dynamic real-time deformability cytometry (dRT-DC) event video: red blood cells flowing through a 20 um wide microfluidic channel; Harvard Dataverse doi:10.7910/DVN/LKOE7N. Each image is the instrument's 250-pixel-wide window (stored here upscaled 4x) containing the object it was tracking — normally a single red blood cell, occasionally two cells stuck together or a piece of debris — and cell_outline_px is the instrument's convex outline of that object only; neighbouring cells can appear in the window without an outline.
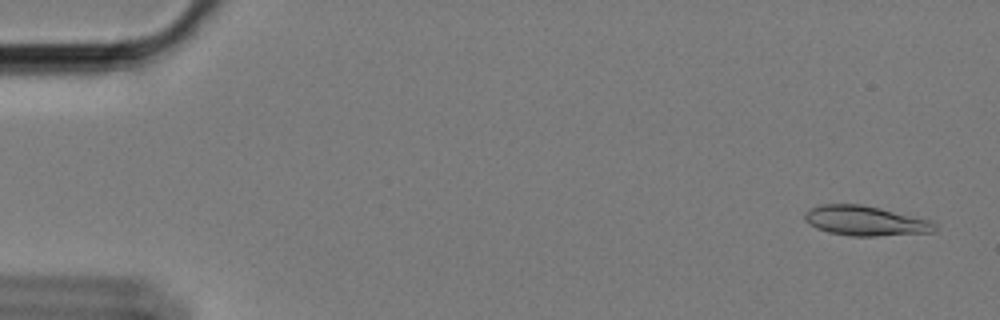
{"species": "Egyptian fruit bat (a non-hibernating species)", "species_latin": "Rousettus aegyptiacus", "temperature_condition": "cold", "stored_images_in_passage": 59, "camera_frame_rate_fps": 3000, "um_per_image_px": 0.085, "animal": {"sex": "female"}, "frame": {"image": 1, "passage_image": 3, "time_ms": 0.667, "image_size_px": [1000, 320], "cell_outline_px": [[936, 228], [932, 232], [876, 236], [852, 236], [828, 232], [816, 228], [808, 224], [804, 220], [804, 212], [808, 208], [820, 204], [860, 204], [880, 208], [932, 220], [936, 224]], "centroid_in_image_um": [73.51, 18.76], "position_along_channel_um": 11.5, "area_um2": 22.77}}
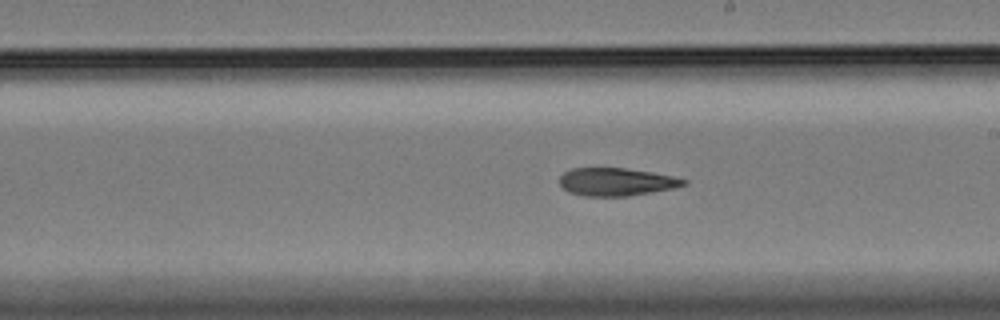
{"frame": {"image": 2, "passage_image": 34, "time_ms": 11.0, "image_size_px": [1000, 320], "cell_outline_px": [[688, 184], [676, 188], [628, 196], [584, 196], [568, 192], [560, 184], [560, 176], [564, 172], [572, 168], [624, 168], [652, 172], [672, 176], [688, 180]], "centroid_in_image_um": [52.41, 15.46], "position_along_channel_um": 236.6, "area_um2": 20.23}}
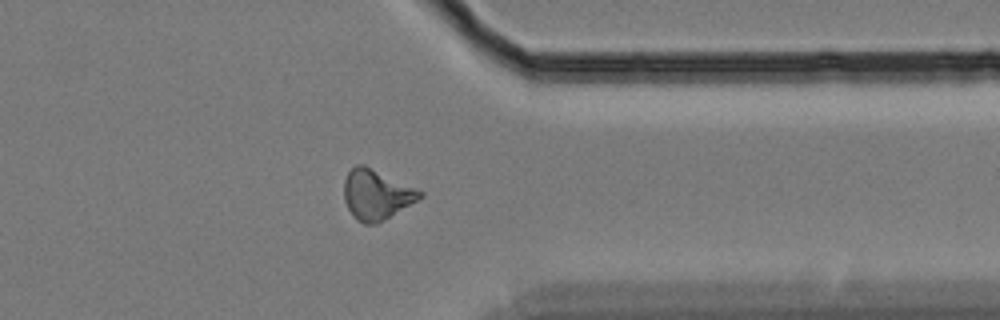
{"frame": {"image": 3, "passage_image": 47, "time_ms": 15.333, "image_size_px": [1000, 320], "cell_outline_px": [[424, 196], [384, 220], [376, 224], [364, 224], [356, 220], [352, 216], [344, 200], [344, 180], [348, 172], [356, 164], [364, 164], [416, 188], [424, 192]], "centroid_in_image_um": [31.98, 16.54], "position_along_channel_um": 379.4, "area_um2": 22.14}, "authors_computed_cell_mechanics": {"area_um2": 21.2704, "velocity_mm_per_s": 3.4029, "shape_relaxation_time_tau1_ms": 9.6228, "shape_relaxation_time_tau2_ms": 7.706, "deformation_change_tau1": 0.1934, "deformation_change_tau2": 0.1729}}